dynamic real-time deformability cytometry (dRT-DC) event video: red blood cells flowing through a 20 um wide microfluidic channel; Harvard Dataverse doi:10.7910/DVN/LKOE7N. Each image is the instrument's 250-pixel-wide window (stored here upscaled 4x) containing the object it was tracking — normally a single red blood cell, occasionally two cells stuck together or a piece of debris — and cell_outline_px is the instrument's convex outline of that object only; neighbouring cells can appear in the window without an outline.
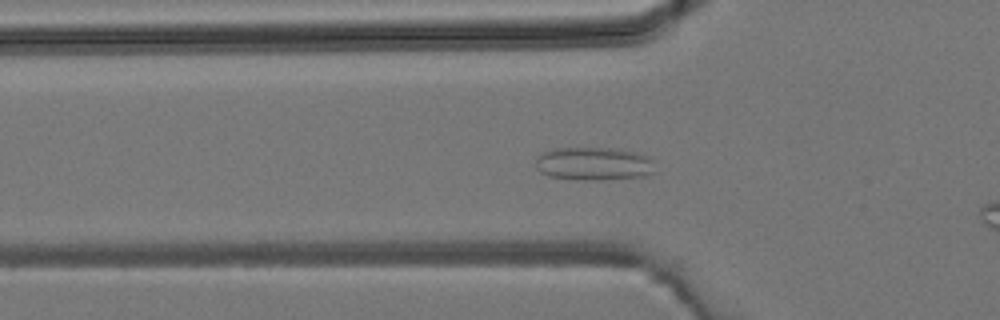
{"species": "common noctule bat (a hibernating species)", "species_latin": "Nyctalus noctula", "temperature_condition": "room temperature", "stored_images_in_passage": 38, "camera_frame_rate_fps": 3000, "um_per_image_px": 0.085, "animal": {"sex": "male", "body_mass_g": 19.2, "forearm_length_mm": 51.8}, "frame": {"image": 1, "passage_image": 11, "time_ms": 3.333, "image_size_px": [1000, 320], "cell_outline_px": [[652, 172], [644, 176], [548, 176], [540, 172], [536, 168], [536, 156], [552, 148], [612, 148], [632, 152], [648, 156], [652, 160]], "centroid_in_image_um": [50.39, 13.83], "position_along_channel_um": 75.4, "area_um2": 21.33}}
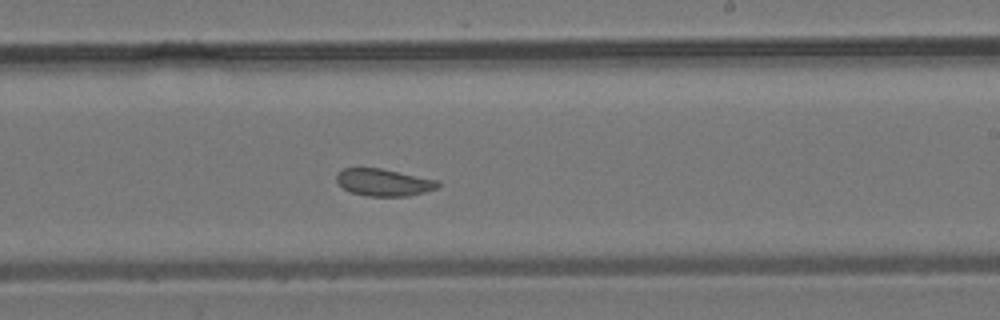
{"frame": {"image": 2, "passage_image": 23, "time_ms": 7.333, "image_size_px": [1000, 320], "cell_outline_px": [[440, 184], [436, 188], [424, 192], [408, 196], [368, 196], [352, 192], [344, 188], [336, 180], [336, 172], [344, 168], [380, 168], [436, 180]], "centroid_in_image_um": [32.58, 15.5], "position_along_channel_um": 256.4, "area_um2": 15.78}}
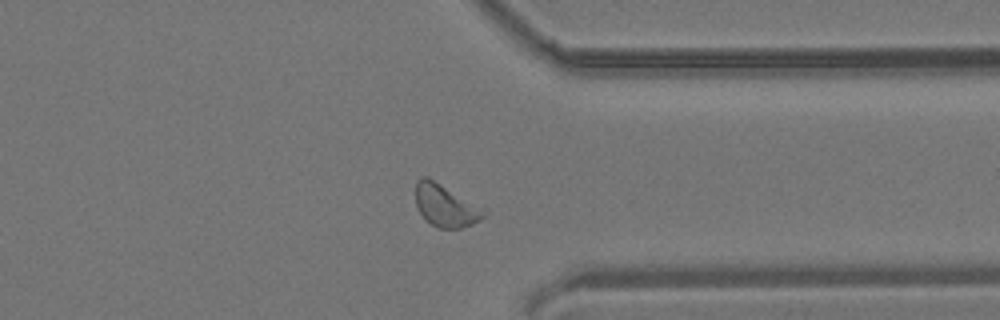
{"frame": {"image": 3, "passage_image": 31, "time_ms": 10.0, "image_size_px": [1000, 320], "cell_outline_px": [[488, 208], [484, 216], [472, 224], [460, 228], [436, 228], [424, 220], [416, 208], [416, 180], [420, 176], [428, 176]], "centroid_in_image_um": [37.88, 17.45], "position_along_channel_um": 373.5, "area_um2": 17.57}}